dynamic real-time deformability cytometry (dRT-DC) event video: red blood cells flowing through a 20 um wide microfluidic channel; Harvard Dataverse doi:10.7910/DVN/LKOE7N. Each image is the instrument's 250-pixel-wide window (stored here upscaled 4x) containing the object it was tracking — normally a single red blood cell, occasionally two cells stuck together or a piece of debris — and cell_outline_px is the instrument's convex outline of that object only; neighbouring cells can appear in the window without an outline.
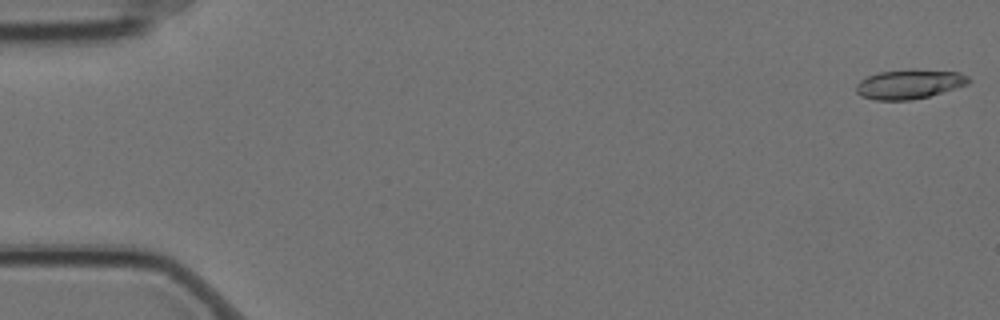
{"species": "Egyptian fruit bat (a non-hibernating species)", "species_latin": "Rousettus aegyptiacus", "temperature_condition": "cold", "stored_images_in_passage": 11, "camera_frame_rate_fps": 3000, "um_per_image_px": 0.085, "animal": {"sex": "female"}, "frame": {"image": 1, "passage_image": 1, "time_ms": 0.0, "image_size_px": [1000, 320], "cell_outline_px": [[972, 80], [968, 84], [956, 88], [928, 96], [912, 100], [876, 100], [860, 96], [856, 92], [856, 84], [860, 80], [868, 76], [880, 72], [912, 68], [960, 72], [968, 76]], "centroid_in_image_um": [77.3, 7.13], "position_along_channel_um": 7.7, "area_um2": 19.54}}
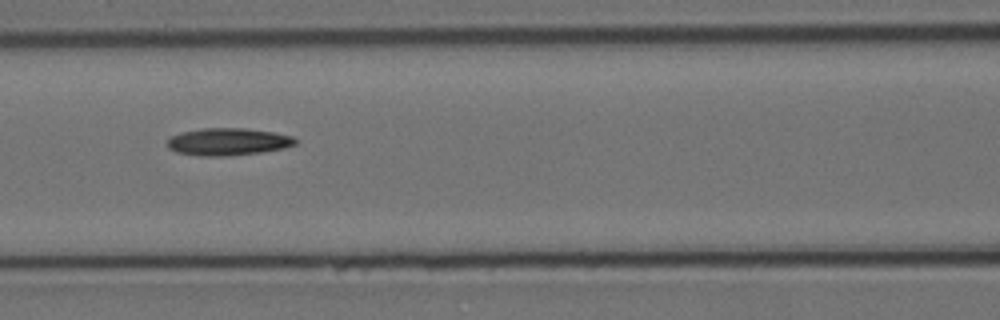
{"frame": {"image": 2, "passage_image": 7, "time_ms": 2.0, "image_size_px": [1000, 320], "cell_outline_px": [[296, 144], [284, 148], [260, 152], [228, 156], [200, 156], [176, 152], [168, 148], [168, 140], [172, 136], [184, 132], [200, 128], [244, 128], [272, 132], [292, 136], [296, 140]], "centroid_in_image_um": [19.37, 12.05], "position_along_channel_um": 147.2, "area_um2": 20.23}}
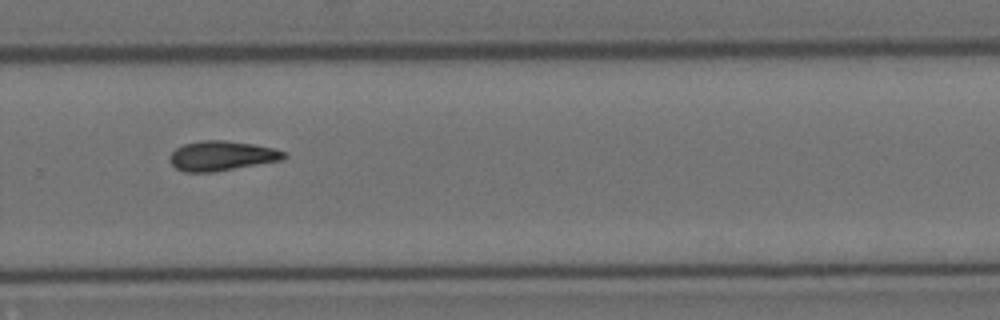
{"frame": {"image": 3, "passage_image": 11, "time_ms": 3.333, "image_size_px": [1000, 320], "cell_outline_px": [[288, 156], [284, 160], [212, 172], [184, 172], [176, 168], [168, 160], [168, 156], [176, 148], [184, 144], [200, 140], [224, 140], [256, 144], [288, 152]], "centroid_in_image_um": [18.87, 13.24], "position_along_channel_um": 310.9, "area_um2": 20.06}}